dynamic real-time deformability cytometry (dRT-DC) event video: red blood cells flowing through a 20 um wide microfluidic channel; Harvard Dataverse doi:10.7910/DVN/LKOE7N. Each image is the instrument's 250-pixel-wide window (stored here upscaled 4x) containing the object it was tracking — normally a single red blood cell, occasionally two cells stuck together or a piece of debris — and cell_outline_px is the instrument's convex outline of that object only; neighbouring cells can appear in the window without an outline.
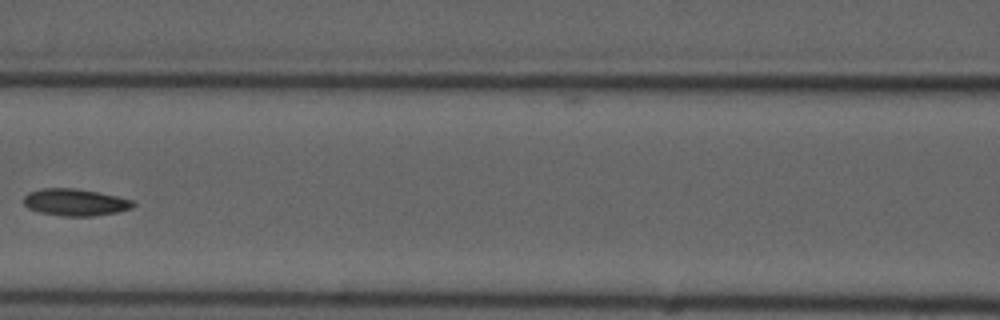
{"species": "common noctule bat (a hibernating species)", "species_latin": "Nyctalus noctula", "temperature_condition": "cold", "stored_images_in_passage": 5, "camera_frame_rate_fps": 3000, "um_per_image_px": 0.085, "animal": {"sex": "male", "forearm_length_mm": 52.5}, "frame": {"image": 1, "passage_image": 5, "time_ms": 5.667, "image_size_px": [1000, 320], "cell_outline_px": [[136, 204], [132, 208], [116, 212], [92, 216], [64, 216], [40, 212], [28, 208], [24, 204], [24, 196], [28, 192], [44, 188], [72, 188], [96, 192], [116, 196], [132, 200]], "centroid_in_image_um": [6.38, 17.19], "position_along_channel_um": 160.2, "area_um2": 16.99}}